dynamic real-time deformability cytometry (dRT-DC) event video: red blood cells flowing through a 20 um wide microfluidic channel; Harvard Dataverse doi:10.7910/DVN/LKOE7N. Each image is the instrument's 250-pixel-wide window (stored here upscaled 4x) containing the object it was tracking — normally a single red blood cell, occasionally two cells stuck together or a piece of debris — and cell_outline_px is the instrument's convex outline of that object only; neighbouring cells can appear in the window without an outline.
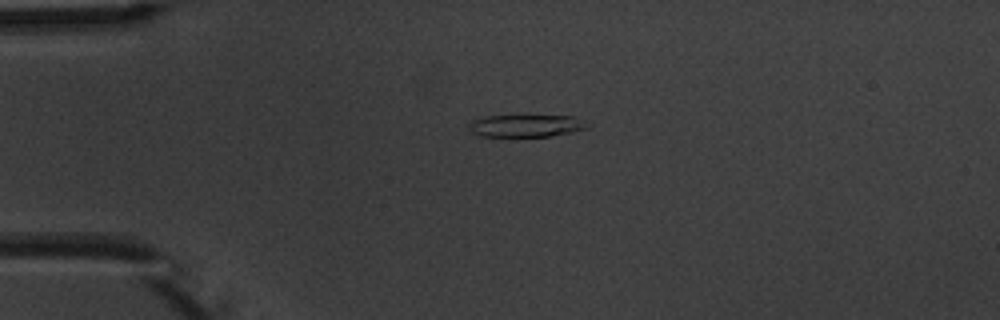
{"species": "common noctule bat (a hibernating species)", "species_latin": "Nyctalus noctula", "temperature_condition": "warm", "stored_images_in_passage": 3, "camera_frame_rate_fps": 3000, "um_per_image_px": 0.085, "animal": {"sex": "male", "body_mass_g": 20.1, "forearm_length_mm": 53.5}, "frame": {"image": 1, "passage_image": 1, "time_ms": 0.0, "image_size_px": [1000, 320], "cell_outline_px": [[592, 124], [588, 128], [572, 132], [548, 136], [516, 140], [480, 136], [472, 132], [468, 128], [468, 124], [472, 120], [484, 116], [576, 116]], "centroid_in_image_um": [44.69, 10.74], "position_along_channel_um": 40.3, "area_um2": 16.47}}